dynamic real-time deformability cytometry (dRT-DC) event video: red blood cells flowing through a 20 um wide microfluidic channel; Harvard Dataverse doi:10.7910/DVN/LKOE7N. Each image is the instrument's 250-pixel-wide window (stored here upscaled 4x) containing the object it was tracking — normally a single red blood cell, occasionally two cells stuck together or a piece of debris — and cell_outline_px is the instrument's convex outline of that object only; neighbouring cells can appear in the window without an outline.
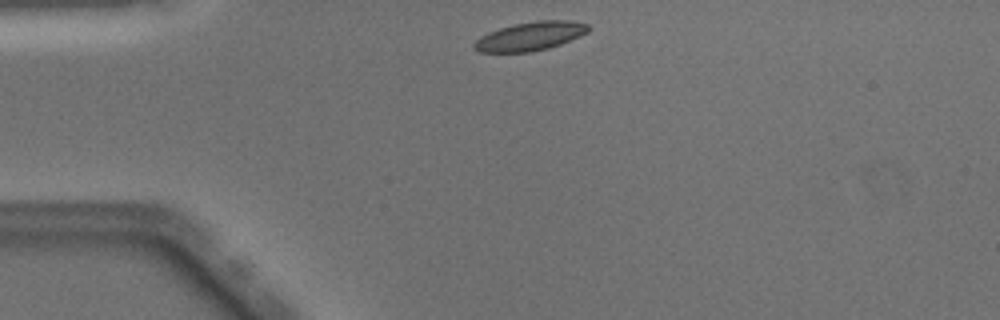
{"species": "Egyptian fruit bat (a non-hibernating species)", "species_latin": "Rousettus aegyptiacus", "temperature_condition": "warm", "stored_images_in_passage": 39, "camera_frame_rate_fps": 3000, "um_per_image_px": 0.085, "animal": {"sex": "male"}, "frame": {"image": 1, "passage_image": 1, "time_ms": 0.0, "image_size_px": [1000, 320], "cell_outline_px": [[592, 28], [588, 32], [580, 36], [560, 44], [548, 48], [532, 52], [480, 52], [472, 48], [472, 44], [480, 36], [488, 32], [512, 24], [536, 20], [572, 20], [588, 24]], "centroid_in_image_um": [45.07, 3.07], "position_along_channel_um": 39.9, "area_um2": 19.36}}
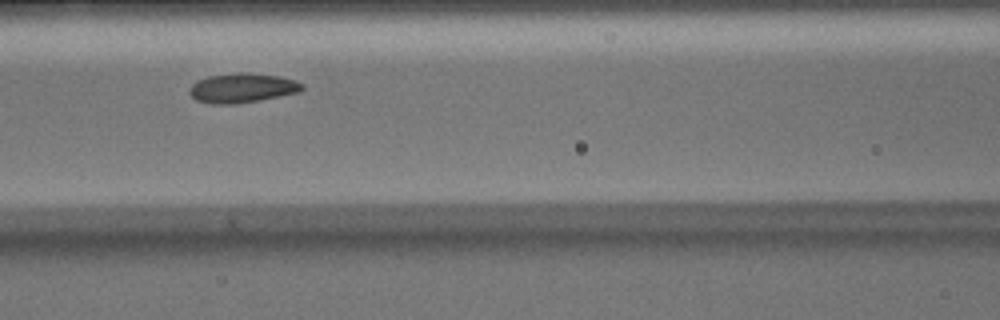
{"frame": {"image": 2, "passage_image": 11, "time_ms": 3.333, "image_size_px": [1000, 320], "cell_outline_px": [[304, 88], [300, 92], [260, 100], [236, 104], [212, 104], [196, 100], [188, 92], [188, 88], [192, 84], [208, 76], [236, 72], [244, 72], [280, 76], [296, 80], [304, 84]], "centroid_in_image_um": [20.61, 7.47], "position_along_channel_um": 146.0, "area_um2": 19.54}}
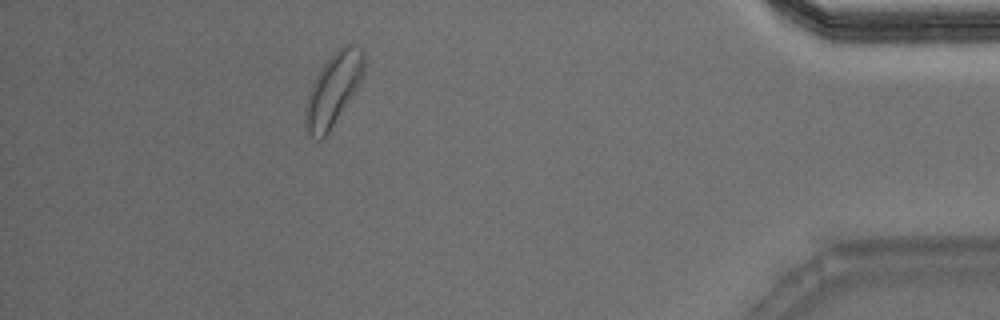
{"frame": {"image": 3, "passage_image": 34, "time_ms": 11.0, "image_size_px": [1000, 320], "cell_outline_px": [[364, 72], [360, 80], [328, 132], [320, 140], [312, 136], [308, 132], [304, 124], [304, 108], [308, 92], [316, 76], [324, 64], [336, 48], [344, 44], [352, 44], [360, 48], [364, 52]], "centroid_in_image_um": [28.29, 7.55], "position_along_channel_um": 406.9, "area_um2": 24.16}, "authors_computed_cell_mechanics": {"area_um2": 19.2474, "velocity_mm_per_s": 4.0433, "shape_relaxation_time_tau1_ms": 2.9675, "shape_relaxation_time_tau2_ms": 2.4474, "deformation_change_tau1": 0.0995, "deformation_change_tau2": 0.0815}}